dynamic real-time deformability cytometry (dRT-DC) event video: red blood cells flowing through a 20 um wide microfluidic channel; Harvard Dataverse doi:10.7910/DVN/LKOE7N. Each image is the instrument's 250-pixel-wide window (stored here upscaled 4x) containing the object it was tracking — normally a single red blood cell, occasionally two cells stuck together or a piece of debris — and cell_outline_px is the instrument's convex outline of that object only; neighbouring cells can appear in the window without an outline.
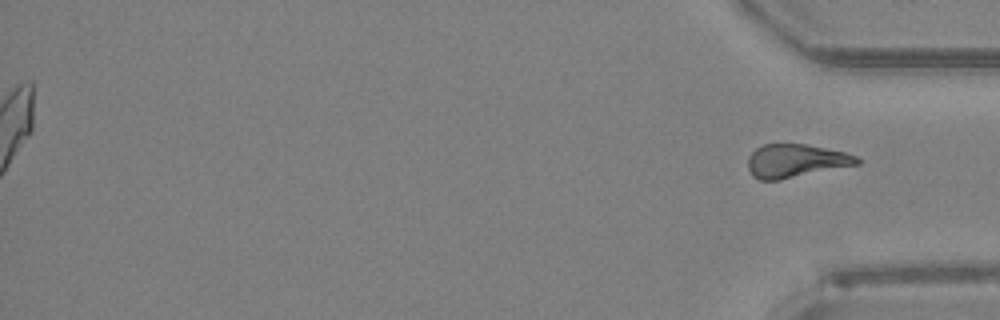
{"species": "Egyptian fruit bat (a non-hibernating species)", "species_latin": "Rousettus aegyptiacus", "temperature_condition": "room temperature", "stored_images_in_passage": 49, "segment_of_instrument_passage": [2, 2], "camera_frame_rate_fps": 3000, "um_per_image_px": 0.085, "animal": {"sex": "female"}, "frame": {"image": 1, "passage_image": 49, "time_ms": 16.0, "image_size_px": [1000, 320], "cell_outline_px": [[860, 164], [780, 180], [760, 180], [752, 176], [748, 168], [748, 156], [756, 148], [764, 144], [804, 144], [844, 152], [856, 156], [860, 160]], "centroid_in_image_um": [67.61, 13.68], "position_along_channel_um": 367.6, "area_um2": 21.15}}